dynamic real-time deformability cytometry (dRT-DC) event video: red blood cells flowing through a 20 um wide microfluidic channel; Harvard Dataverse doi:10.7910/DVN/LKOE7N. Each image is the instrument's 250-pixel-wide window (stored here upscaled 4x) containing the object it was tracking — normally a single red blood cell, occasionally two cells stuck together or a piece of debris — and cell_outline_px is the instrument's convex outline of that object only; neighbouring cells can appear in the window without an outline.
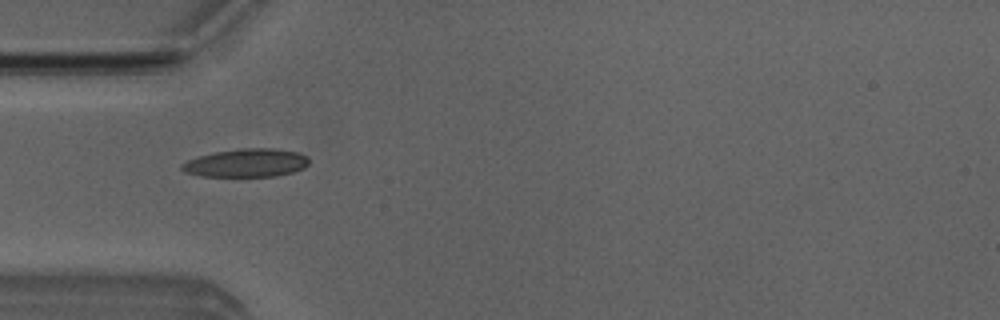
{"species": "Egyptian fruit bat (a non-hibernating species)", "species_latin": "Rousettus aegyptiacus", "temperature_condition": "room temperature", "stored_images_in_passage": 7, "camera_frame_rate_fps": 3000, "um_per_image_px": 0.085, "animal": {"sex": "male"}, "frame": {"image": 1, "passage_image": 4, "time_ms": 4.667, "image_size_px": [1000, 320], "cell_outline_px": [[308, 164], [304, 168], [292, 172], [276, 176], [200, 176], [184, 172], [180, 168], [180, 164], [196, 156], [216, 152], [240, 148], [276, 148], [296, 152], [304, 156], [308, 160]], "centroid_in_image_um": [20.89, 13.85], "position_along_channel_um": 64.1, "area_um2": 20.92}}